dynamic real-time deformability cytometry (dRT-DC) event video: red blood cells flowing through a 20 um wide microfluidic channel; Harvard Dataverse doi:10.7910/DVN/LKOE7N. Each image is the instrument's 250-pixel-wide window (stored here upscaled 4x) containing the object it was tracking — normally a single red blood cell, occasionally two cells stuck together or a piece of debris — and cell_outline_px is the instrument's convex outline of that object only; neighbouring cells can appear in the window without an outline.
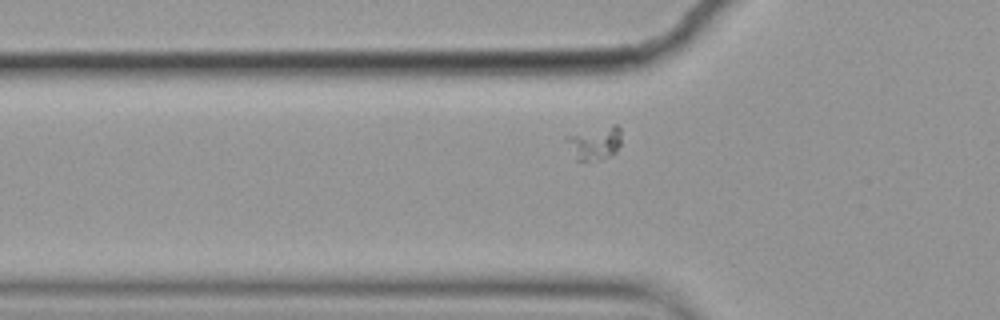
{"species": "common noctule bat (a hibernating species)", "species_latin": "Nyctalus noctula", "temperature_condition": "cold", "stored_images_in_passage": 7, "segment_of_instrument_passage": [2, 2], "camera_frame_rate_fps": 3000, "um_per_image_px": 0.085, "animal": {"sex": "female", "body_mass_g": 19.9}, "frame": {"image": 1, "passage_image": 7, "time_ms": 2.0, "image_size_px": [1000, 320], "cell_outline_px": [[620, 144], [616, 152], [612, 156], [600, 160], [576, 160], [564, 140], [564, 136], [612, 124], [616, 124], [620, 128]], "centroid_in_image_um": [50.54, 12.15], "position_along_channel_um": 75.3, "area_um2": 10.87}}